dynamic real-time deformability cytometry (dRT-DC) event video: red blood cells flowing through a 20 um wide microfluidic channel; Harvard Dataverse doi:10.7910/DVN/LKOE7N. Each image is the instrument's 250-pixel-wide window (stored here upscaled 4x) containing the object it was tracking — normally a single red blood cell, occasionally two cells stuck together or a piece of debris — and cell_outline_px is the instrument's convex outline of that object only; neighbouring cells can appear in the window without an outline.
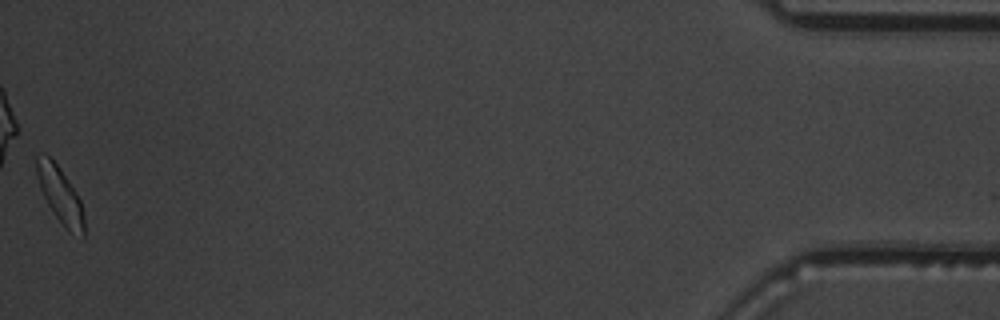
{"species": "common noctule bat (a hibernating species)", "species_latin": "Nyctalus noctula", "temperature_condition": "warm", "stored_images_in_passage": 53, "camera_frame_rate_fps": 3000, "um_per_image_px": 0.085, "animal": {"sex": "male", "body_mass_g": 19.5, "forearm_length_mm": 54.6}, "frame": {"image": 1, "passage_image": 53, "time_ms": 17.333, "image_size_px": [1000, 320], "cell_outline_px": [[84, 240], [68, 232], [56, 216], [48, 204], [40, 188], [36, 176], [36, 156], [44, 152], [60, 168], [76, 192], [80, 200], [84, 216]], "centroid_in_image_um": [5.12, 16.61], "position_along_channel_um": 430.1, "area_um2": 15.55}, "authors_computed_cell_mechanics": {"area_um2": 15.8372, "velocity_mm_per_s": 3.6405, "shape_relaxation_time_tau1_ms": 4.8648, "shape_relaxation_time_tau2_ms": 1.8493, "deformation_change_tau1": 0.1633, "deformation_change_tau2": 0.0726}}